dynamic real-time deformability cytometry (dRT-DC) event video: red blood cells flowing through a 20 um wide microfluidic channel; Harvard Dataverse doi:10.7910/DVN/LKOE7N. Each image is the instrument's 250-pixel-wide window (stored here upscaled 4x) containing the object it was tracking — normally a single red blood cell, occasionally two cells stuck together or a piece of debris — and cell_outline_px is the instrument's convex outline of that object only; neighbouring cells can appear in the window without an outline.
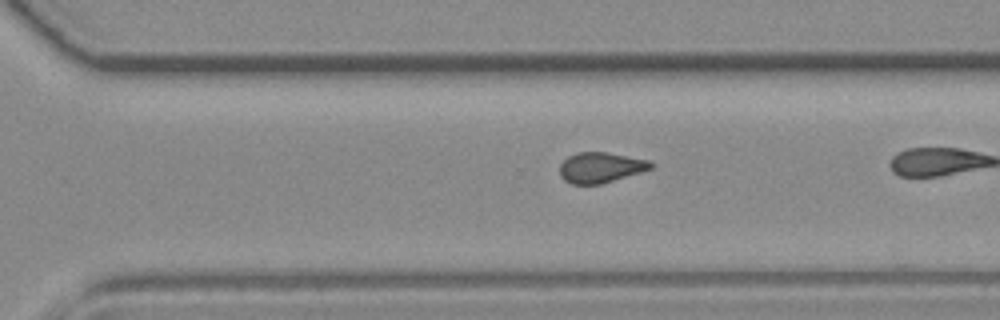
{"species": "common noctule bat (a hibernating species)", "species_latin": "Nyctalus noctula", "temperature_condition": "room temperature", "stored_images_in_passage": 27, "camera_frame_rate_fps": 3000, "um_per_image_px": 0.085, "animal": {"sex": "female", "body_mass_g": 19.3, "forearm_length_mm": 54.1}, "frame": {"image": 1, "passage_image": 23, "time_ms": 7.333, "image_size_px": [1000, 320], "cell_outline_px": [[652, 168], [640, 172], [600, 184], [572, 184], [564, 180], [560, 176], [560, 164], [568, 156], [576, 152], [608, 152], [648, 160], [652, 164]], "centroid_in_image_um": [51.01, 14.23], "position_along_channel_um": 319.6, "area_um2": 16.01}}